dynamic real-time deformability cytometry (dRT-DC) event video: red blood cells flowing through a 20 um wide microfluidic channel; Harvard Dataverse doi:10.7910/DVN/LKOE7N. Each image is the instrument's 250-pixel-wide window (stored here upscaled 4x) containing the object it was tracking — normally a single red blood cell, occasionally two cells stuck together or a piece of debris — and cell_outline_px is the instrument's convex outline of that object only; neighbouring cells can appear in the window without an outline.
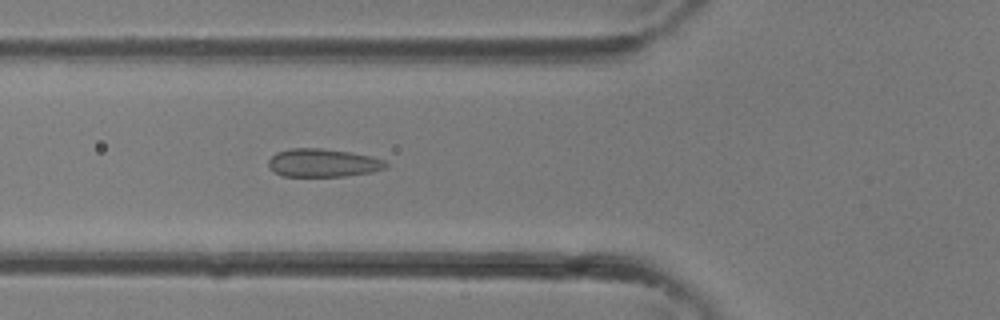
{"species": "common noctule bat (a hibernating species)", "species_latin": "Nyctalus noctula", "temperature_condition": "room temperature", "stored_images_in_passage": 29, "camera_frame_rate_fps": 3000, "um_per_image_px": 0.085, "animal": {"sex": "female"}, "frame": {"image": 1, "passage_image": 6, "time_ms": 1.667, "image_size_px": [1000, 320], "cell_outline_px": [[388, 168], [372, 172], [344, 176], [284, 176], [276, 172], [268, 164], [268, 160], [276, 152], [292, 148], [320, 148], [352, 152], [372, 156], [384, 160], [388, 164]], "centroid_in_image_um": [27.5, 13.83], "position_along_channel_um": 98.3, "area_um2": 19.31}}
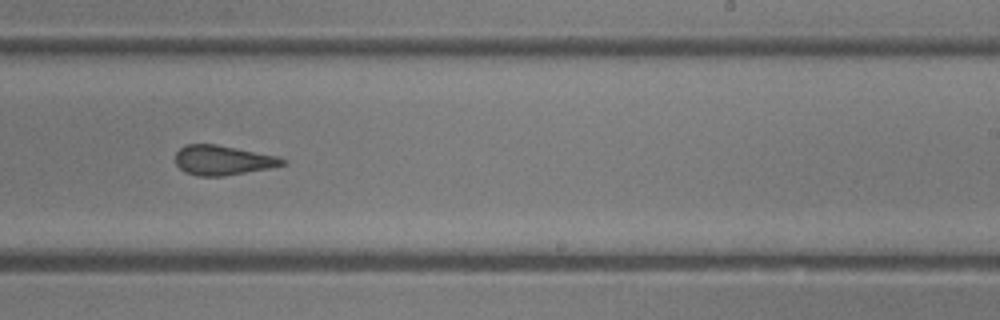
{"frame": {"image": 2, "passage_image": 15, "time_ms": 4.667, "image_size_px": [1000, 320], "cell_outline_px": [[284, 164], [272, 168], [224, 176], [196, 176], [184, 172], [176, 164], [176, 152], [180, 148], [188, 144], [216, 144], [276, 156], [284, 160]], "centroid_in_image_um": [18.9, 13.63], "position_along_channel_um": 270.1, "area_um2": 18.38}}
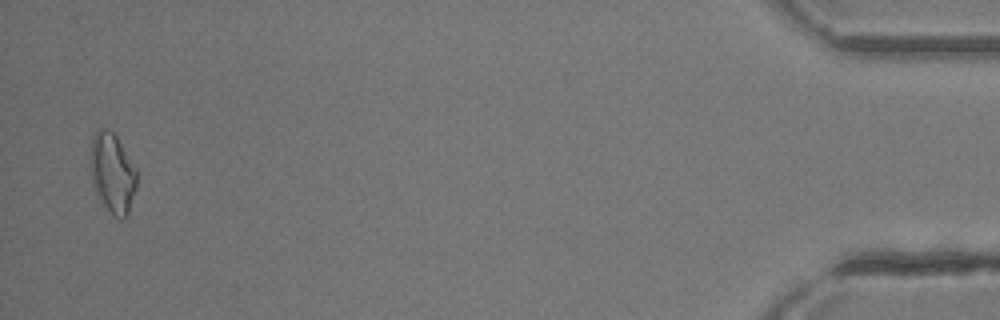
{"frame": {"image": 3, "passage_image": 28, "time_ms": 9.0, "image_size_px": [1000, 320], "cell_outline_px": [[140, 172], [136, 188], [128, 216], [124, 220], [120, 220], [104, 204], [96, 192], [92, 180], [88, 164], [92, 140], [96, 132], [100, 128], [108, 128], [116, 136]], "centroid_in_image_um": [9.59, 14.69], "position_along_channel_um": 425.6, "area_um2": 22.02}}